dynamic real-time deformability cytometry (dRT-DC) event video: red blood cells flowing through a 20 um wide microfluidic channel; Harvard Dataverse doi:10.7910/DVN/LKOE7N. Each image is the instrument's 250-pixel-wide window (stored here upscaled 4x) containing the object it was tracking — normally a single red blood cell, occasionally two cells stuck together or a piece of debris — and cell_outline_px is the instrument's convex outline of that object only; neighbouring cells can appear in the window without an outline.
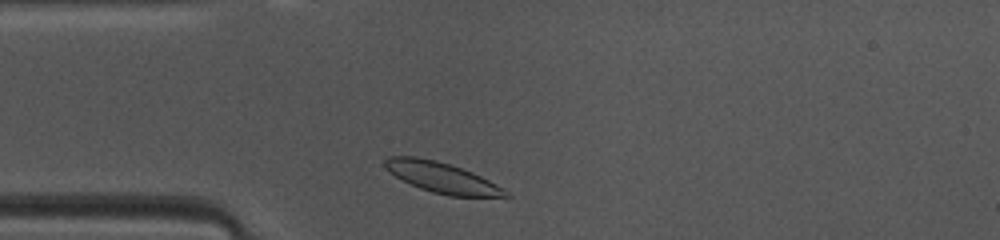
{"species": "common noctule bat (a hibernating species)", "species_latin": "Nyctalus noctula", "temperature_condition": "warm", "stored_images_in_passage": 38, "camera_frame_rate_fps": 3000, "um_per_image_px": 0.085, "animal": {"sex": "female", "body_mass_g": 10.0, "forearm_length_mm": 53.1}, "frame": {"image": 1, "passage_image": 2, "time_ms": 0.333, "image_size_px": [1000, 240], "cell_outline_px": [[512, 196], [448, 196], [432, 192], [420, 188], [388, 172], [384, 164], [384, 160], [388, 156], [416, 156], [436, 160], [472, 172], [504, 188]], "centroid_in_image_um": [37.53, 15.08], "position_along_channel_um": 47.5, "area_um2": 21.15}}
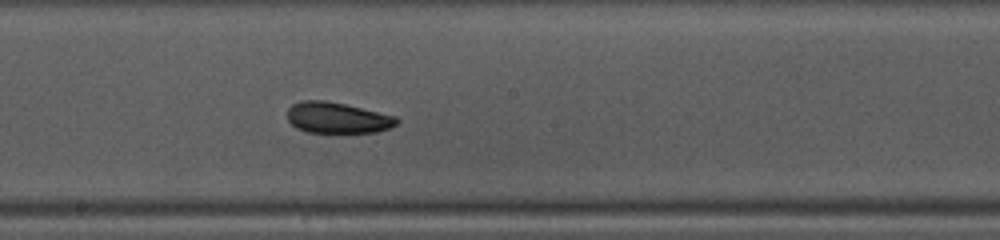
{"frame": {"image": 2, "passage_image": 15, "time_ms": 4.667, "image_size_px": [1000, 240], "cell_outline_px": [[400, 120], [392, 128], [376, 132], [308, 132], [296, 128], [288, 120], [288, 108], [292, 104], [300, 100], [324, 100], [344, 104], [396, 116]], "centroid_in_image_um": [28.68, 10.01], "position_along_channel_um": 219.5, "area_um2": 19.71}}
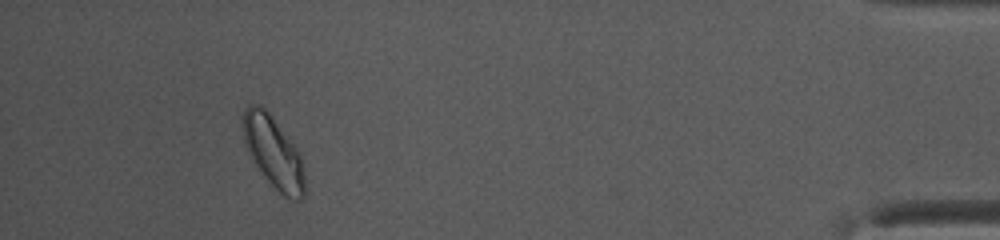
{"frame": {"image": 3, "passage_image": 34, "time_ms": 11.0, "image_size_px": [1000, 240], "cell_outline_px": [[304, 196], [300, 200], [292, 200], [284, 196], [268, 180], [252, 160], [244, 144], [240, 124], [240, 120], [244, 108], [248, 104], [260, 104], [272, 116], [296, 148], [300, 156], [304, 176]], "centroid_in_image_um": [23.17, 12.88], "position_along_channel_um": 412.0, "area_um2": 25.78}, "authors_computed_cell_mechanics": {"area_um2": 20.3745, "velocity_mm_per_s": 4.1228, "shape_relaxation_time_tau1_ms": 3.2313, "shape_relaxation_time_tau2_ms": 1.7705, "deformation_change_tau1": 0.1056, "deformation_change_tau2": 0.0651}}